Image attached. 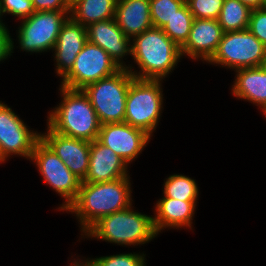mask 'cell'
I'll return each instance as SVG.
<instances>
[{"mask_svg":"<svg viewBox=\"0 0 266 266\" xmlns=\"http://www.w3.org/2000/svg\"><path fill=\"white\" fill-rule=\"evenodd\" d=\"M129 177L109 182H81L75 201L67 208L80 219L85 233L100 218L131 206Z\"/></svg>","mask_w":266,"mask_h":266,"instance_id":"1","label":"cell"},{"mask_svg":"<svg viewBox=\"0 0 266 266\" xmlns=\"http://www.w3.org/2000/svg\"><path fill=\"white\" fill-rule=\"evenodd\" d=\"M132 54L141 73L127 70L138 79L161 80L177 65L181 48L176 45L161 28L151 27L133 37Z\"/></svg>","mask_w":266,"mask_h":266,"instance_id":"2","label":"cell"},{"mask_svg":"<svg viewBox=\"0 0 266 266\" xmlns=\"http://www.w3.org/2000/svg\"><path fill=\"white\" fill-rule=\"evenodd\" d=\"M63 100L49 114L48 126L61 135L94 141L98 138L101 124L82 90H72L61 86Z\"/></svg>","mask_w":266,"mask_h":266,"instance_id":"3","label":"cell"},{"mask_svg":"<svg viewBox=\"0 0 266 266\" xmlns=\"http://www.w3.org/2000/svg\"><path fill=\"white\" fill-rule=\"evenodd\" d=\"M85 234L119 245H138L149 242L157 232L153 217L134 212L129 206L100 218Z\"/></svg>","mask_w":266,"mask_h":266,"instance_id":"4","label":"cell"},{"mask_svg":"<svg viewBox=\"0 0 266 266\" xmlns=\"http://www.w3.org/2000/svg\"><path fill=\"white\" fill-rule=\"evenodd\" d=\"M133 78L127 68H121L113 75L82 89L95 109L101 125L124 122L127 93Z\"/></svg>","mask_w":266,"mask_h":266,"instance_id":"5","label":"cell"},{"mask_svg":"<svg viewBox=\"0 0 266 266\" xmlns=\"http://www.w3.org/2000/svg\"><path fill=\"white\" fill-rule=\"evenodd\" d=\"M161 80L133 78L126 99L124 122L151 136L162 109Z\"/></svg>","mask_w":266,"mask_h":266,"instance_id":"6","label":"cell"},{"mask_svg":"<svg viewBox=\"0 0 266 266\" xmlns=\"http://www.w3.org/2000/svg\"><path fill=\"white\" fill-rule=\"evenodd\" d=\"M208 62L235 70L263 66L266 63V46L248 29L224 32L217 51Z\"/></svg>","mask_w":266,"mask_h":266,"instance_id":"7","label":"cell"},{"mask_svg":"<svg viewBox=\"0 0 266 266\" xmlns=\"http://www.w3.org/2000/svg\"><path fill=\"white\" fill-rule=\"evenodd\" d=\"M120 69L105 50L87 41L76 56L71 70L63 77L61 86L82 90L88 84L109 77Z\"/></svg>","mask_w":266,"mask_h":266,"instance_id":"8","label":"cell"},{"mask_svg":"<svg viewBox=\"0 0 266 266\" xmlns=\"http://www.w3.org/2000/svg\"><path fill=\"white\" fill-rule=\"evenodd\" d=\"M31 160L37 164L44 181L66 199L59 209L67 211L78 196L81 181L42 139L35 144Z\"/></svg>","mask_w":266,"mask_h":266,"instance_id":"9","label":"cell"},{"mask_svg":"<svg viewBox=\"0 0 266 266\" xmlns=\"http://www.w3.org/2000/svg\"><path fill=\"white\" fill-rule=\"evenodd\" d=\"M67 14L70 11H35L22 20L18 30L21 49L28 52L53 49Z\"/></svg>","mask_w":266,"mask_h":266,"instance_id":"10","label":"cell"},{"mask_svg":"<svg viewBox=\"0 0 266 266\" xmlns=\"http://www.w3.org/2000/svg\"><path fill=\"white\" fill-rule=\"evenodd\" d=\"M28 129L10 107L0 102V162L13 154L31 159L41 134Z\"/></svg>","mask_w":266,"mask_h":266,"instance_id":"11","label":"cell"},{"mask_svg":"<svg viewBox=\"0 0 266 266\" xmlns=\"http://www.w3.org/2000/svg\"><path fill=\"white\" fill-rule=\"evenodd\" d=\"M150 137L143 130L123 122L102 124L97 140L114 151L128 165L140 154Z\"/></svg>","mask_w":266,"mask_h":266,"instance_id":"12","label":"cell"},{"mask_svg":"<svg viewBox=\"0 0 266 266\" xmlns=\"http://www.w3.org/2000/svg\"><path fill=\"white\" fill-rule=\"evenodd\" d=\"M41 139L55 152L69 170L82 182L89 168L90 141L54 132L49 126Z\"/></svg>","mask_w":266,"mask_h":266,"instance_id":"13","label":"cell"},{"mask_svg":"<svg viewBox=\"0 0 266 266\" xmlns=\"http://www.w3.org/2000/svg\"><path fill=\"white\" fill-rule=\"evenodd\" d=\"M224 31L217 19H195L186 43L181 47V54L192 59L209 61L222 40Z\"/></svg>","mask_w":266,"mask_h":266,"instance_id":"14","label":"cell"},{"mask_svg":"<svg viewBox=\"0 0 266 266\" xmlns=\"http://www.w3.org/2000/svg\"><path fill=\"white\" fill-rule=\"evenodd\" d=\"M127 172V164L114 151L97 139L90 142L89 168L82 182H109L128 177Z\"/></svg>","mask_w":266,"mask_h":266,"instance_id":"15","label":"cell"},{"mask_svg":"<svg viewBox=\"0 0 266 266\" xmlns=\"http://www.w3.org/2000/svg\"><path fill=\"white\" fill-rule=\"evenodd\" d=\"M86 31L90 43L105 50L119 67L126 68L121 60L125 54H132L130 38L124 34L114 18L89 24Z\"/></svg>","mask_w":266,"mask_h":266,"instance_id":"16","label":"cell"},{"mask_svg":"<svg viewBox=\"0 0 266 266\" xmlns=\"http://www.w3.org/2000/svg\"><path fill=\"white\" fill-rule=\"evenodd\" d=\"M87 41L86 27L75 22L70 16L67 17L53 48L57 62V74L64 77L71 70L76 56Z\"/></svg>","mask_w":266,"mask_h":266,"instance_id":"17","label":"cell"},{"mask_svg":"<svg viewBox=\"0 0 266 266\" xmlns=\"http://www.w3.org/2000/svg\"><path fill=\"white\" fill-rule=\"evenodd\" d=\"M114 19L124 34L131 39L153 27L150 1L117 0Z\"/></svg>","mask_w":266,"mask_h":266,"instance_id":"18","label":"cell"},{"mask_svg":"<svg viewBox=\"0 0 266 266\" xmlns=\"http://www.w3.org/2000/svg\"><path fill=\"white\" fill-rule=\"evenodd\" d=\"M232 93L261 106L266 115V66L237 69Z\"/></svg>","mask_w":266,"mask_h":266,"instance_id":"19","label":"cell"},{"mask_svg":"<svg viewBox=\"0 0 266 266\" xmlns=\"http://www.w3.org/2000/svg\"><path fill=\"white\" fill-rule=\"evenodd\" d=\"M195 206L196 201H181L164 196L158 201L156 205L157 215L153 217L157 234L165 227H191Z\"/></svg>","mask_w":266,"mask_h":266,"instance_id":"20","label":"cell"},{"mask_svg":"<svg viewBox=\"0 0 266 266\" xmlns=\"http://www.w3.org/2000/svg\"><path fill=\"white\" fill-rule=\"evenodd\" d=\"M117 0H81L70 9L69 16L87 27L89 24L115 17Z\"/></svg>","mask_w":266,"mask_h":266,"instance_id":"21","label":"cell"},{"mask_svg":"<svg viewBox=\"0 0 266 266\" xmlns=\"http://www.w3.org/2000/svg\"><path fill=\"white\" fill-rule=\"evenodd\" d=\"M251 9L239 0H224L218 23L224 32L248 29Z\"/></svg>","mask_w":266,"mask_h":266,"instance_id":"22","label":"cell"},{"mask_svg":"<svg viewBox=\"0 0 266 266\" xmlns=\"http://www.w3.org/2000/svg\"><path fill=\"white\" fill-rule=\"evenodd\" d=\"M194 20L187 3L162 28L163 32L180 48L186 43Z\"/></svg>","mask_w":266,"mask_h":266,"instance_id":"23","label":"cell"},{"mask_svg":"<svg viewBox=\"0 0 266 266\" xmlns=\"http://www.w3.org/2000/svg\"><path fill=\"white\" fill-rule=\"evenodd\" d=\"M164 196L181 201H196L198 188L194 179L184 175H171L164 183Z\"/></svg>","mask_w":266,"mask_h":266,"instance_id":"24","label":"cell"},{"mask_svg":"<svg viewBox=\"0 0 266 266\" xmlns=\"http://www.w3.org/2000/svg\"><path fill=\"white\" fill-rule=\"evenodd\" d=\"M150 18L153 27L163 28L186 0H149Z\"/></svg>","mask_w":266,"mask_h":266,"instance_id":"25","label":"cell"},{"mask_svg":"<svg viewBox=\"0 0 266 266\" xmlns=\"http://www.w3.org/2000/svg\"><path fill=\"white\" fill-rule=\"evenodd\" d=\"M195 19H218L224 0H186Z\"/></svg>","mask_w":266,"mask_h":266,"instance_id":"26","label":"cell"},{"mask_svg":"<svg viewBox=\"0 0 266 266\" xmlns=\"http://www.w3.org/2000/svg\"><path fill=\"white\" fill-rule=\"evenodd\" d=\"M145 255L138 254H119L112 256L99 257L87 261L90 266H146Z\"/></svg>","mask_w":266,"mask_h":266,"instance_id":"27","label":"cell"},{"mask_svg":"<svg viewBox=\"0 0 266 266\" xmlns=\"http://www.w3.org/2000/svg\"><path fill=\"white\" fill-rule=\"evenodd\" d=\"M0 10L2 14L8 13L22 19L35 12L31 0H0Z\"/></svg>","mask_w":266,"mask_h":266,"instance_id":"28","label":"cell"},{"mask_svg":"<svg viewBox=\"0 0 266 266\" xmlns=\"http://www.w3.org/2000/svg\"><path fill=\"white\" fill-rule=\"evenodd\" d=\"M248 30L266 46V10L264 8L251 11Z\"/></svg>","mask_w":266,"mask_h":266,"instance_id":"29","label":"cell"},{"mask_svg":"<svg viewBox=\"0 0 266 266\" xmlns=\"http://www.w3.org/2000/svg\"><path fill=\"white\" fill-rule=\"evenodd\" d=\"M35 11H70L66 0H32Z\"/></svg>","mask_w":266,"mask_h":266,"instance_id":"30","label":"cell"},{"mask_svg":"<svg viewBox=\"0 0 266 266\" xmlns=\"http://www.w3.org/2000/svg\"><path fill=\"white\" fill-rule=\"evenodd\" d=\"M14 46L11 36L6 29L0 31V61L6 59L12 53Z\"/></svg>","mask_w":266,"mask_h":266,"instance_id":"31","label":"cell"},{"mask_svg":"<svg viewBox=\"0 0 266 266\" xmlns=\"http://www.w3.org/2000/svg\"><path fill=\"white\" fill-rule=\"evenodd\" d=\"M251 10L262 8V0H239Z\"/></svg>","mask_w":266,"mask_h":266,"instance_id":"32","label":"cell"},{"mask_svg":"<svg viewBox=\"0 0 266 266\" xmlns=\"http://www.w3.org/2000/svg\"><path fill=\"white\" fill-rule=\"evenodd\" d=\"M81 0H66V4L69 9H71L74 5H76Z\"/></svg>","mask_w":266,"mask_h":266,"instance_id":"33","label":"cell"},{"mask_svg":"<svg viewBox=\"0 0 266 266\" xmlns=\"http://www.w3.org/2000/svg\"><path fill=\"white\" fill-rule=\"evenodd\" d=\"M80 260L77 262H73V265L71 264L70 266H90L89 264H88V262L87 261H85V262H80Z\"/></svg>","mask_w":266,"mask_h":266,"instance_id":"34","label":"cell"},{"mask_svg":"<svg viewBox=\"0 0 266 266\" xmlns=\"http://www.w3.org/2000/svg\"><path fill=\"white\" fill-rule=\"evenodd\" d=\"M1 15H2V13H1V10H0V17H1ZM4 29H6V27H5V25L0 20V31L1 30H4Z\"/></svg>","mask_w":266,"mask_h":266,"instance_id":"35","label":"cell"},{"mask_svg":"<svg viewBox=\"0 0 266 266\" xmlns=\"http://www.w3.org/2000/svg\"><path fill=\"white\" fill-rule=\"evenodd\" d=\"M265 3H266V0H262V8H263Z\"/></svg>","mask_w":266,"mask_h":266,"instance_id":"36","label":"cell"}]
</instances>
